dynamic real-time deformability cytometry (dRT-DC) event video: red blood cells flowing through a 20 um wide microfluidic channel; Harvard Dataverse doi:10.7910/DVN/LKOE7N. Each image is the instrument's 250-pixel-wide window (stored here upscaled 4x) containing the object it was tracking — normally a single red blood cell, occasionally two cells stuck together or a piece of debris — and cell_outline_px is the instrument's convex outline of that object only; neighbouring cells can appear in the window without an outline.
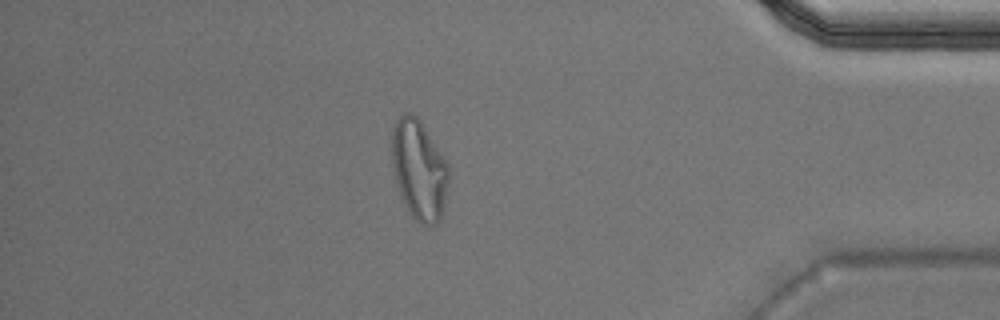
{"species": "Egyptian fruit bat (a non-hibernating species)", "species_latin": "Rousettus aegyptiacus", "temperature_condition": "warm", "stored_images_in_passage": 50, "camera_frame_rate_fps": 3000, "um_per_image_px": 0.085, "animal": {"sex": "male"}, "frame": {"image": 1, "passage_image": 43, "time_ms": 14.0, "image_size_px": [1000, 320], "cell_outline_px": [[448, 184], [444, 204], [440, 220], [436, 224], [420, 224], [412, 216], [400, 192], [396, 180], [392, 164], [392, 132], [396, 120], [404, 112], [408, 112], [416, 116], [420, 120], [448, 164]], "centroid_in_image_um": [35.62, 14.41], "position_along_channel_um": 399.6, "area_um2": 32.48}, "authors_computed_cell_mechanics": {"area_um2": 22.542, "velocity_mm_per_s": 4.0097, "shape_relaxation_time_tau1_ms": null, "shape_relaxation_time_tau2_ms": 2.1263, "deformation_change_tau1": null, "deformation_change_tau2": 0.1131}}